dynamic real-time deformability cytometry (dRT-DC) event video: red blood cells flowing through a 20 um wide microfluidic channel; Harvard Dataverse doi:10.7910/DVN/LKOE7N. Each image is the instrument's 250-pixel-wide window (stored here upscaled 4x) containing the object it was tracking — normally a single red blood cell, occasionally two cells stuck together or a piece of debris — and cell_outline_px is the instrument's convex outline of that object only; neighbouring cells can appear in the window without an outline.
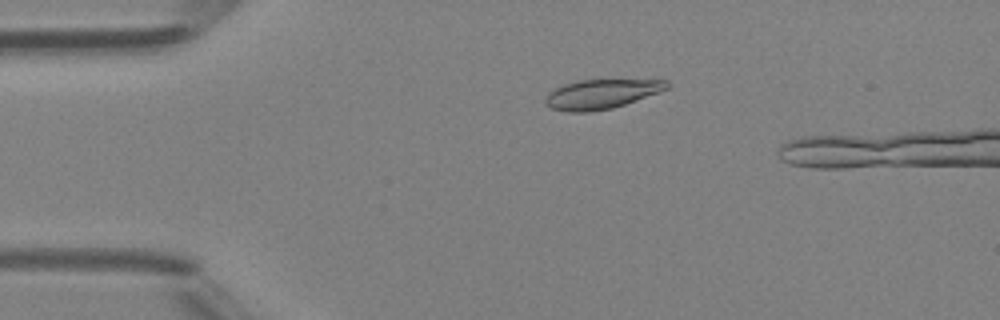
{"species": "Egyptian fruit bat (a non-hibernating species)", "species_latin": "Rousettus aegyptiacus", "temperature_condition": "room temperature", "stored_images_in_passage": 15, "camera_frame_rate_fps": 3000, "um_per_image_px": 0.085, "animal": {"sex": "female"}, "frame": {"image": 1, "passage_image": 11, "time_ms": 3.333, "image_size_px": [1000, 320], "cell_outline_px": [[668, 88], [660, 92], [612, 108], [588, 112], [568, 112], [552, 108], [544, 100], [548, 92], [564, 84], [576, 80], [668, 80]], "centroid_in_image_um": [51.1, 7.99], "position_along_channel_um": 33.9, "area_um2": 20.63}}